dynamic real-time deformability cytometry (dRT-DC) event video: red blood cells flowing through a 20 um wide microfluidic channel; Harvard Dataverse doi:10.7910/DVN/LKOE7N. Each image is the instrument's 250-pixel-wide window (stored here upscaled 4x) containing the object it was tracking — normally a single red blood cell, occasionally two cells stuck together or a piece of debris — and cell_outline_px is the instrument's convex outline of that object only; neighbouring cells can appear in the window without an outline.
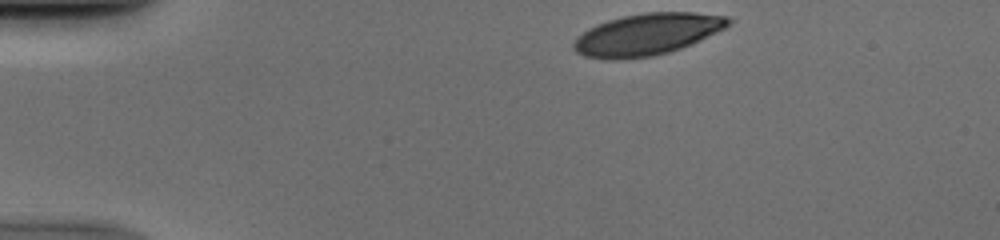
{"species": "human", "species_latin": "Homo sapiens", "temperature_condition": "cold", "stored_images_in_passage": 36, "camera_frame_rate_fps": 3000, "um_per_image_px": 0.085, "donor": {"sex": "male"}, "frame": {"image": 1, "passage_image": 1, "time_ms": 0.0, "image_size_px": [1000, 240], "cell_outline_px": [[732, 24], [692, 44], [668, 52], [652, 56], [616, 60], [604, 60], [584, 56], [576, 52], [572, 48], [572, 44], [576, 36], [588, 28], [596, 24], [608, 20], [624, 16], [644, 12], [692, 12], [728, 16], [732, 20]], "centroid_in_image_um": [54.96, 2.92], "position_along_channel_um": 30.0, "area_um2": 37.86}}
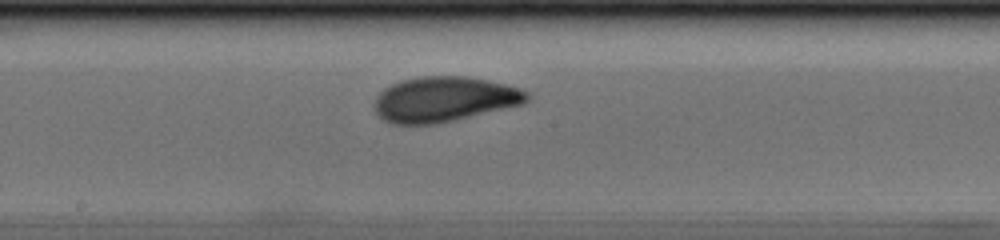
{"frame": {"image": 2, "passage_image": 20, "time_ms": 6.333, "image_size_px": [1000, 240], "cell_outline_px": [[532, 96], [524, 104], [456, 120], [436, 124], [392, 124], [384, 120], [376, 112], [372, 104], [376, 96], [384, 88], [400, 80], [420, 76], [468, 76], [508, 84], [520, 88], [528, 92]], "centroid_in_image_um": [37.78, 8.43], "position_along_channel_um": 210.4, "area_um2": 40.69}}
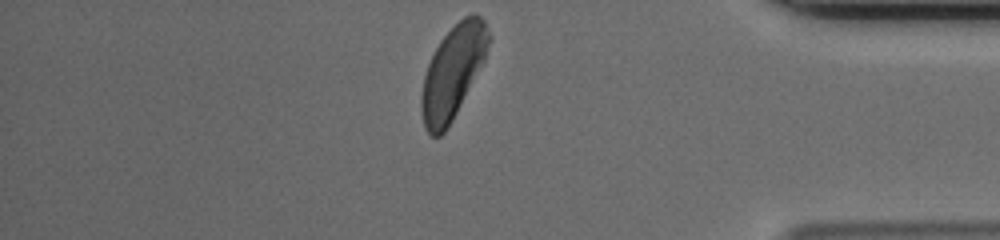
{"frame": {"image": 3, "passage_image": 36, "time_ms": 11.667, "image_size_px": [1000, 240], "cell_outline_px": [[492, 36], [484, 60], [448, 128], [440, 136], [432, 136], [424, 128], [420, 112], [420, 96], [424, 76], [428, 64], [440, 40], [464, 16], [480, 16], [484, 20]], "centroid_in_image_um": [38.47, 6.16], "position_along_channel_um": 396.7, "area_um2": 35.95}}